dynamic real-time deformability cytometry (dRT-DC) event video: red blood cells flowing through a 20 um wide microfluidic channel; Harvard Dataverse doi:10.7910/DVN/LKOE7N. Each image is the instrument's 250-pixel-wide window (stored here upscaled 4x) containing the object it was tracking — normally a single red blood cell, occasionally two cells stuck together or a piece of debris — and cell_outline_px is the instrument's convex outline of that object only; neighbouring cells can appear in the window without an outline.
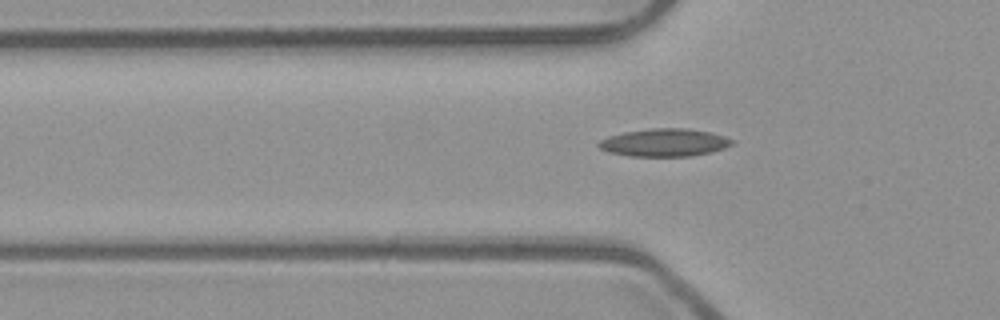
{"species": "common noctule bat (a hibernating species)", "species_latin": "Nyctalus noctula", "temperature_condition": "room temperature", "stored_images_in_passage": 46, "camera_frame_rate_fps": 3000, "um_per_image_px": 0.085, "animal": {"sex": "male", "body_mass_g": 23.1, "forearm_length_mm": 52.7}, "frame": {"image": 1, "passage_image": 17, "time_ms": 5.333, "image_size_px": [1000, 320], "cell_outline_px": [[732, 144], [724, 148], [712, 152], [692, 156], [628, 156], [608, 152], [600, 148], [596, 144], [600, 140], [608, 136], [624, 132], [652, 128], [688, 128], [708, 132], [724, 136], [732, 140]], "centroid_in_image_um": [56.44, 12.12], "position_along_channel_um": 69.4, "area_um2": 21.56}}
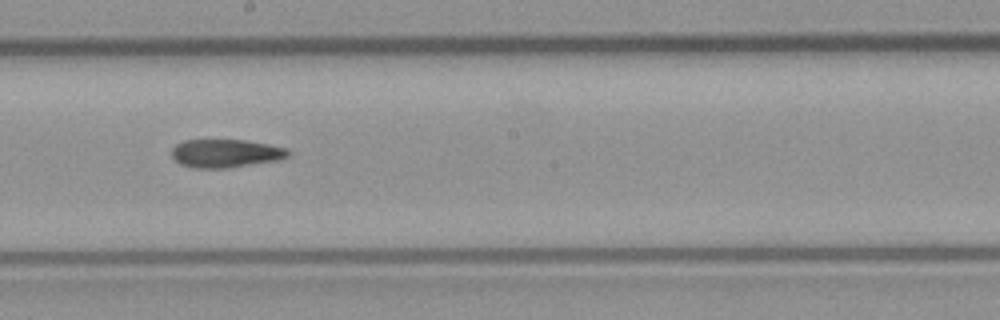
{"frame": {"image": 2, "passage_image": 29, "time_ms": 9.333, "image_size_px": [1000, 320], "cell_outline_px": [[292, 152], [288, 156], [276, 160], [228, 168], [192, 168], [180, 164], [172, 156], [172, 148], [176, 144], [184, 140], [244, 140], [268, 144], [288, 148]], "centroid_in_image_um": [19.18, 13.03], "position_along_channel_um": 229.0, "area_um2": 19.19}}
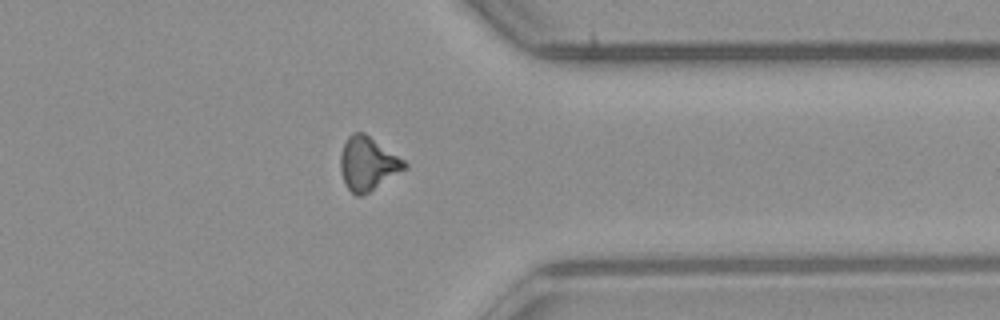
{"frame": {"image": 3, "passage_image": 41, "time_ms": 13.333, "image_size_px": [1000, 320], "cell_outline_px": [[408, 168], [368, 192], [360, 196], [356, 196], [348, 188], [344, 180], [340, 168], [340, 152], [348, 136], [352, 132], [364, 132], [404, 160], [408, 164]], "centroid_in_image_um": [31.26, 13.89], "position_along_channel_um": 380.1, "area_um2": 19.83}}